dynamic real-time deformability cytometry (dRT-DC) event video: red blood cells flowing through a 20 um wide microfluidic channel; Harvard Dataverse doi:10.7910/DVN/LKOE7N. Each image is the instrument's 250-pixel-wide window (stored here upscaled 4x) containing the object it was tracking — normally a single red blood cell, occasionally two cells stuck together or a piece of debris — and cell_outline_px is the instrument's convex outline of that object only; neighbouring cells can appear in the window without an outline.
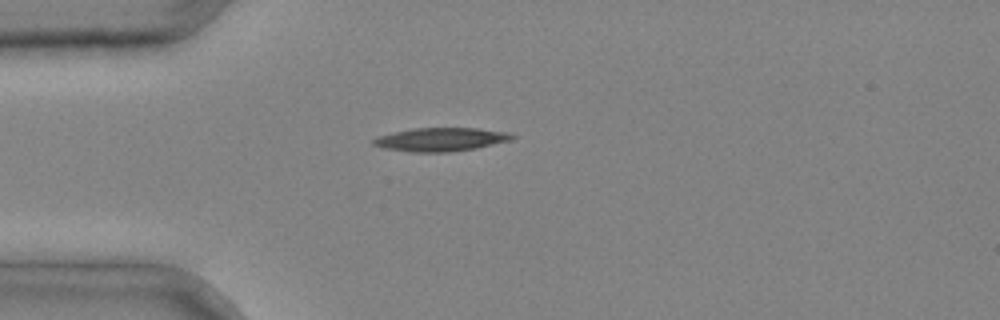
{"species": "common noctule bat (a hibernating species)", "species_latin": "Nyctalus noctula", "temperature_condition": "cold", "stored_images_in_passage": 2, "camera_frame_rate_fps": 3000, "um_per_image_px": 0.085, "animal": {"sex": "male", "body_mass_g": 20.4}, "frame": {"image": 1, "passage_image": 2, "time_ms": 0.333, "image_size_px": [1000, 320], "cell_outline_px": [[516, 136], [512, 140], [476, 148], [448, 152], [412, 152], [384, 148], [372, 144], [372, 140], [376, 136], [416, 128], [480, 128], [508, 132]], "centroid_in_image_um": [37.49, 11.85], "position_along_channel_um": 47.5, "area_um2": 18.96}}